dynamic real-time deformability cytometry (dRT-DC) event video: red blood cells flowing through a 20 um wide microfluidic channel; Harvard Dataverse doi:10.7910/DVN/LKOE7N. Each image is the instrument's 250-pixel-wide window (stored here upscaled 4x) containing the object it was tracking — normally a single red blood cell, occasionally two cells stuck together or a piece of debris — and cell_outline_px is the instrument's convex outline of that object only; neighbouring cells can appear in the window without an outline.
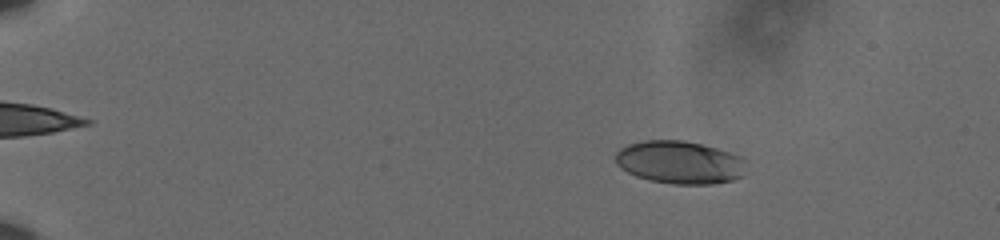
{"species": "human", "species_latin": "Homo sapiens", "temperature_condition": "cold", "stored_images_in_passage": 61, "camera_frame_rate_fps": 3000, "um_per_image_px": 0.085, "donor": {"sex": "male"}, "frame": {"image": 1, "passage_image": 12, "time_ms": 3.667, "image_size_px": [1000, 240], "cell_outline_px": [[744, 176], [732, 180], [712, 184], [672, 184], [652, 180], [636, 176], [620, 168], [616, 164], [616, 152], [620, 148], [628, 144], [644, 140], [684, 140], [716, 148], [740, 156]], "centroid_in_image_um": [57.72, 13.8], "position_along_channel_um": 27.3, "area_um2": 32.37}}
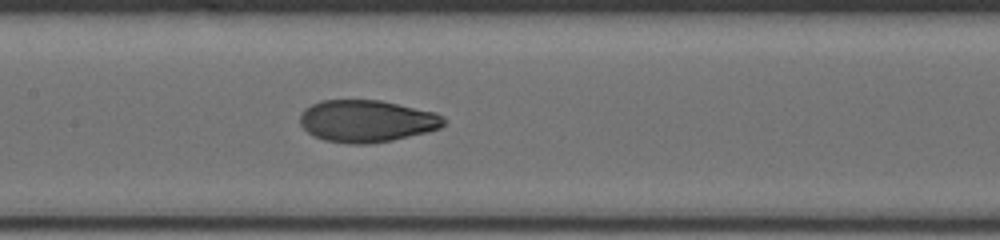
{"frame": {"image": 2, "passage_image": 34, "time_ms": 11.0, "image_size_px": [1000, 240], "cell_outline_px": [[444, 124], [440, 128], [428, 132], [392, 140], [364, 144], [352, 144], [324, 140], [312, 136], [300, 124], [300, 116], [304, 108], [320, 100], [380, 100], [436, 112], [444, 116]], "centroid_in_image_um": [31.17, 10.28], "position_along_channel_um": 176.2, "area_um2": 35.37}}
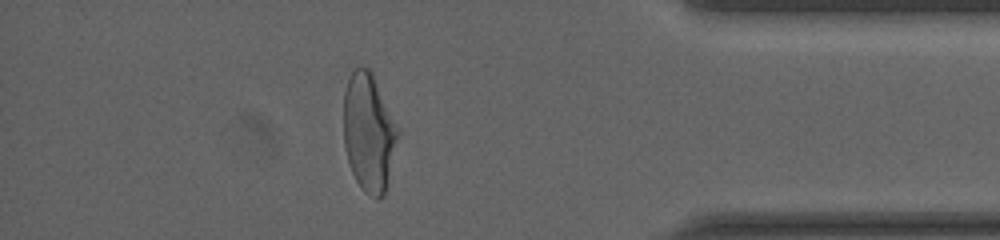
{"frame": {"image": 3, "passage_image": 55, "time_ms": 18.0, "image_size_px": [1000, 240], "cell_outline_px": [[400, 132], [384, 196], [376, 200], [364, 192], [356, 180], [352, 172], [348, 160], [344, 144], [344, 92], [348, 80], [352, 72], [356, 68], [368, 68], [372, 72]], "centroid_in_image_um": [31.35, 11.29], "position_along_channel_um": 403.8, "area_um2": 37.17}, "authors_computed_cell_mechanics": {"area_um2": 34.68, "velocity_mm_per_s": 3.6066, "shape_relaxation_time_tau1_ms": 4.3507, "shape_relaxation_time_tau2_ms": 1.0138, "deformation_change_tau1": 0.1843, "deformation_change_tau2": 0.0584}}